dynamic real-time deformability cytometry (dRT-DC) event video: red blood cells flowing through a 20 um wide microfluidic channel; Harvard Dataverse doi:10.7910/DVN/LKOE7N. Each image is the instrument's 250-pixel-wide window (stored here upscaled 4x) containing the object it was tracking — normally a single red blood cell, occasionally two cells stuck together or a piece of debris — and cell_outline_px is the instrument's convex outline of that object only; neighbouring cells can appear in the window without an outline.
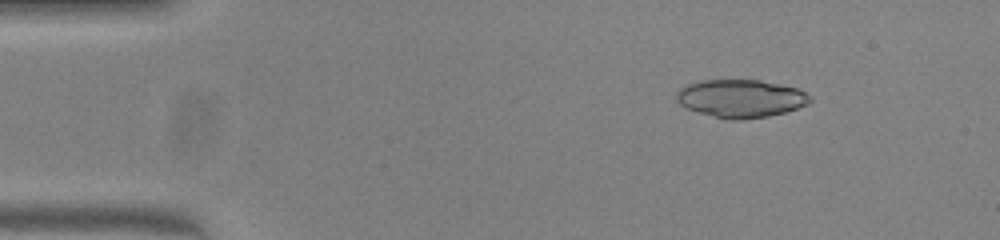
{"species": "common noctule bat (a hibernating species)", "species_latin": "Nyctalus noctula", "temperature_condition": "warm", "stored_images_in_passage": 50, "camera_frame_rate_fps": 3000, "um_per_image_px": 0.085, "animal": {"sex": "female", "body_mass_g": 23.0, "forearm_length_mm": 53.4}, "frame": {"image": 1, "passage_image": 7, "time_ms": 2.0, "image_size_px": [1000, 240], "cell_outline_px": [[812, 100], [808, 104], [784, 112], [768, 116], [740, 120], [728, 120], [700, 112], [688, 108], [680, 104], [676, 100], [676, 92], [680, 88], [688, 84], [700, 80], [760, 80], [780, 84], [796, 88], [812, 96]], "centroid_in_image_um": [62.97, 8.36], "position_along_channel_um": 22.0, "area_um2": 29.42}}